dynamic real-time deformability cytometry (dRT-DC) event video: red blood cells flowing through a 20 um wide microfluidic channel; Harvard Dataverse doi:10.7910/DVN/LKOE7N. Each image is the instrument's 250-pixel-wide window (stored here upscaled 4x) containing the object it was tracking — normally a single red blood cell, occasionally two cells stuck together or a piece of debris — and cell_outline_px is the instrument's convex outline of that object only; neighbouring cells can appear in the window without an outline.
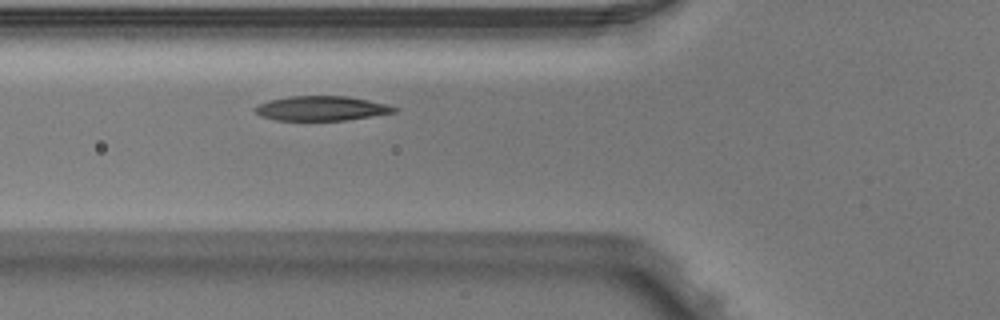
{"species": "Egyptian fruit bat (a non-hibernating species)", "species_latin": "Rousettus aegyptiacus", "temperature_condition": "warm", "stored_images_in_passage": 2, "camera_frame_rate_fps": 3000, "um_per_image_px": 0.085, "animal": {"sex": "male"}, "frame": {"image": 1, "passage_image": 2, "time_ms": 0.333, "image_size_px": [1000, 320], "cell_outline_px": [[396, 112], [372, 116], [344, 120], [276, 120], [260, 116], [252, 108], [268, 100], [288, 96], [348, 96], [388, 104], [396, 108]], "centroid_in_image_um": [27.29, 9.2], "position_along_channel_um": 98.5, "area_um2": 19.88}}